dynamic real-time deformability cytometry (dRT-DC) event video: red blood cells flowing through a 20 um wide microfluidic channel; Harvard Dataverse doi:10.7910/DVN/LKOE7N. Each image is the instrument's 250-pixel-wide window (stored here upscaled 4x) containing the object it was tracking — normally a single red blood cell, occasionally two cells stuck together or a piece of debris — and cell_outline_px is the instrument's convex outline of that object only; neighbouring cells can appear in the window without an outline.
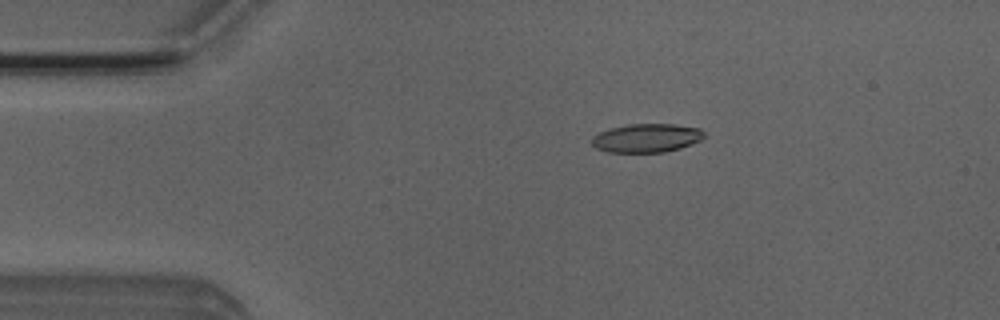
{"species": "Egyptian fruit bat (a non-hibernating species)", "species_latin": "Rousettus aegyptiacus", "temperature_condition": "room temperature", "stored_images_in_passage": 5, "camera_frame_rate_fps": 3000, "um_per_image_px": 0.085, "animal": {"sex": "male"}, "frame": {"image": 1, "passage_image": 3, "time_ms": 0.667, "image_size_px": [1000, 320], "cell_outline_px": [[704, 136], [700, 140], [680, 148], [664, 152], [608, 152], [596, 148], [592, 144], [592, 136], [600, 132], [612, 128], [628, 124], [676, 124], [700, 128], [704, 132]], "centroid_in_image_um": [54.96, 11.73], "position_along_channel_um": 30.0, "area_um2": 18.67}}
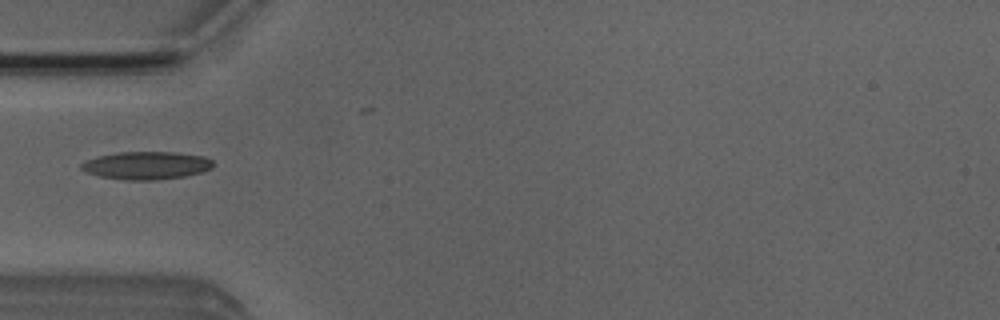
{"frame": {"image": 2, "passage_image": 4, "time_ms": 1.0, "image_size_px": [1000, 320], "cell_outline_px": [[212, 168], [200, 172], [184, 176], [156, 180], [124, 180], [100, 176], [88, 172], [80, 168], [80, 164], [96, 156], [116, 152], [176, 152], [204, 156], [212, 160]], "centroid_in_image_um": [12.43, 14.05], "position_along_channel_um": 72.6, "area_um2": 21.33}}